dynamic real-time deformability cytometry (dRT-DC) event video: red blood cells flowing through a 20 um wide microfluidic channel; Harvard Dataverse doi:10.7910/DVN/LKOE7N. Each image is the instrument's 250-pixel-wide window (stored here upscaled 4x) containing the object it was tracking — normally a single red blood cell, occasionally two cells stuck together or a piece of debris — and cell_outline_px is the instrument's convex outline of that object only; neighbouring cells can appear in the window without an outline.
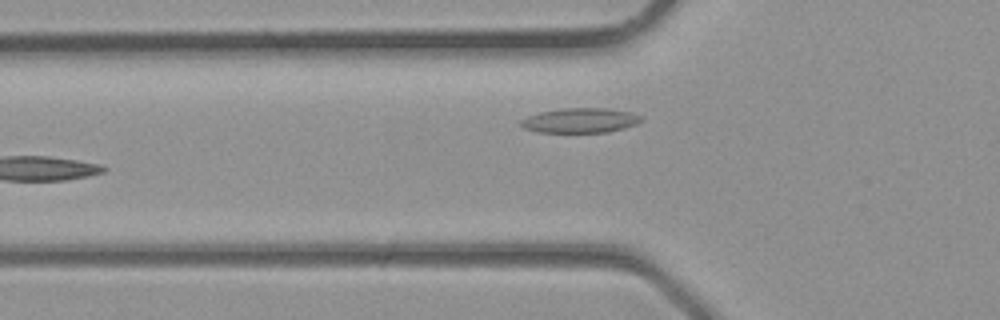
{"species": "common noctule bat (a hibernating species)", "species_latin": "Nyctalus noctula", "temperature_condition": "room temperature", "stored_images_in_passage": 4, "camera_frame_rate_fps": 3000, "um_per_image_px": 0.085, "animal": {"sex": "male", "body_mass_g": 23.1, "forearm_length_mm": 52.7}, "frame": {"image": 1, "passage_image": 4, "time_ms": 1.0, "image_size_px": [1000, 320], "cell_outline_px": [[644, 120], [636, 124], [624, 128], [608, 132], [540, 132], [524, 128], [520, 124], [520, 120], [528, 116], [540, 112], [564, 108], [608, 108], [632, 112], [640, 116]], "centroid_in_image_um": [49.35, 10.23], "position_along_channel_um": 76.5, "area_um2": 17.34}}